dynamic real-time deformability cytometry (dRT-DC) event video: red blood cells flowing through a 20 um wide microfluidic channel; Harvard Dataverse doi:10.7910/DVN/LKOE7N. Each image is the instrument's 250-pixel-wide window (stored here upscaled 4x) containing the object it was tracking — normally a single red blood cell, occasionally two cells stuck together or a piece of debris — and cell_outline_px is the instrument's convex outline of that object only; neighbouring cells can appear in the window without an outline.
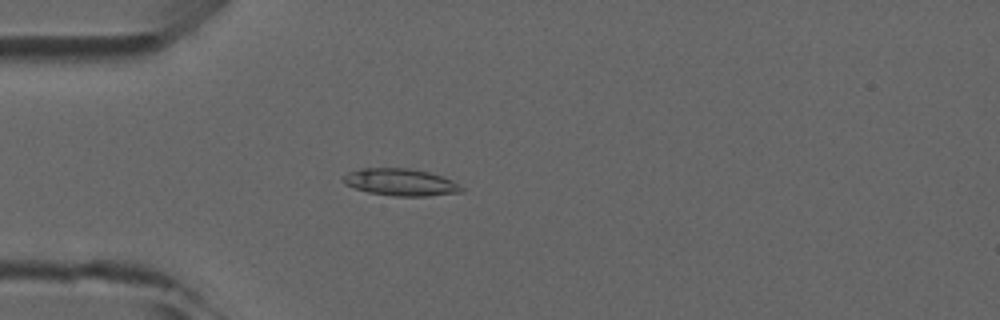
{"species": "common noctule bat (a hibernating species)", "species_latin": "Nyctalus noctula", "temperature_condition": "room temperature", "stored_images_in_passage": 4, "camera_frame_rate_fps": 3000, "um_per_image_px": 0.085, "animal": {"sex": "male", "forearm_length_mm": 52.5}, "frame": {"image": 1, "passage_image": 4, "time_ms": 3.667, "image_size_px": [1000, 320], "cell_outline_px": [[464, 192], [428, 196], [392, 196], [368, 192], [344, 184], [344, 176], [348, 172], [360, 168], [408, 168], [428, 172], [452, 180], [464, 188]], "centroid_in_image_um": [34.07, 15.49], "position_along_channel_um": 50.9, "area_um2": 18.61}}